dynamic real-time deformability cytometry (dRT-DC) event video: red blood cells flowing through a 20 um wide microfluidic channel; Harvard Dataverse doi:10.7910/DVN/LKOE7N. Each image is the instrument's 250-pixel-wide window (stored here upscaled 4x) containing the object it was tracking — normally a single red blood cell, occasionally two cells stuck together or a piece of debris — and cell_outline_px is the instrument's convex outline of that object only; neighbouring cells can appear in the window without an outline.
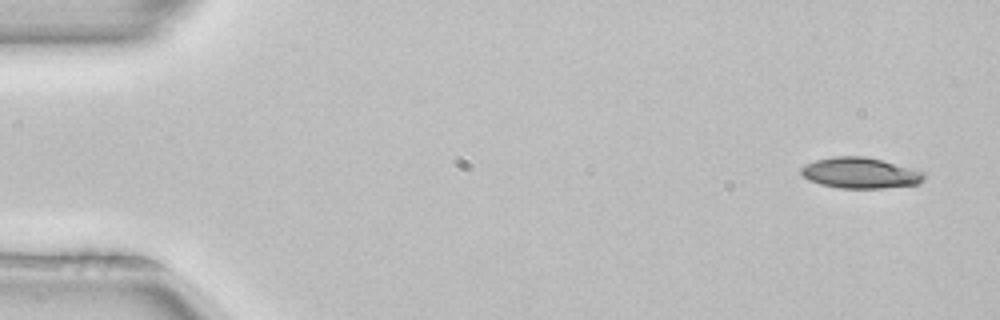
{"species": "common noctule bat (a hibernating species)", "species_latin": "Nyctalus noctula", "temperature_condition": "room temperature", "stored_images_in_passage": 4, "camera_frame_rate_fps": 3000, "um_per_image_px": 0.085, "animal": {"sex": "female", "body_mass_g": 22.7, "forearm_length_mm": 54.2}, "frame": {"image": 1, "passage_image": 1, "time_ms": 0.0, "image_size_px": [1000, 320], "cell_outline_px": [[924, 180], [920, 184], [880, 188], [840, 188], [820, 184], [808, 180], [800, 172], [800, 168], [816, 160], [836, 156], [864, 156], [880, 160], [924, 172]], "centroid_in_image_um": [73.11, 14.71], "position_along_channel_um": 11.9, "area_um2": 21.79}}
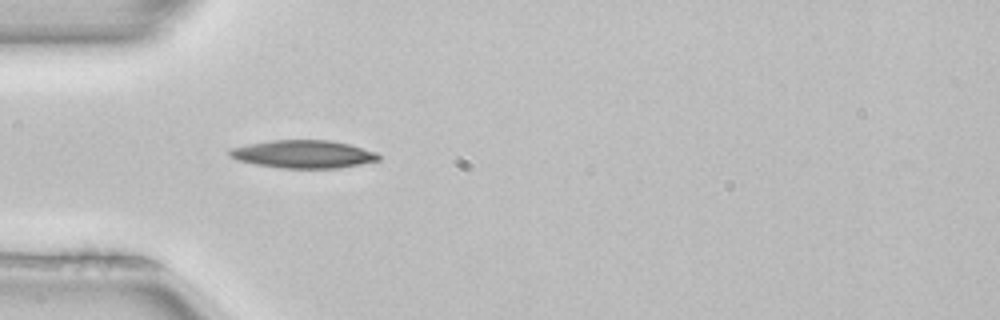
{"frame": {"image": 2, "passage_image": 4, "time_ms": 1.0, "image_size_px": [1000, 320], "cell_outline_px": [[380, 160], [340, 168], [280, 168], [256, 164], [236, 160], [228, 156], [228, 148], [248, 144], [272, 140], [328, 140], [348, 144], [376, 152], [380, 156]], "centroid_in_image_um": [25.74, 13.1], "position_along_channel_um": 59.3, "area_um2": 24.28}}